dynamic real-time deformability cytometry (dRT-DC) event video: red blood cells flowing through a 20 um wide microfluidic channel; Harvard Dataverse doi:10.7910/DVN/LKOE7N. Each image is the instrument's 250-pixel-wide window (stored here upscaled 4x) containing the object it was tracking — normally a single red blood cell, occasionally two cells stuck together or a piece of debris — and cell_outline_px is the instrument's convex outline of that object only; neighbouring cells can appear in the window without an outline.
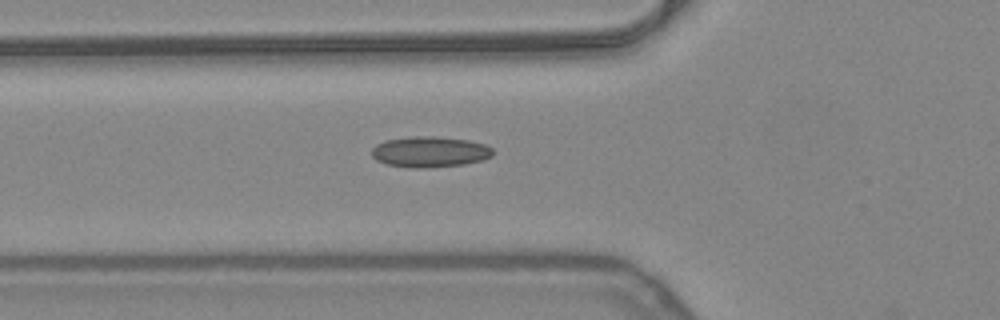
{"species": "common noctule bat (a hibernating species)", "species_latin": "Nyctalus noctula", "temperature_condition": "warm", "stored_images_in_passage": 5, "camera_frame_rate_fps": 3000, "um_per_image_px": 0.085, "animal": {"sex": "female", "body_mass_g": 24.6, "forearm_length_mm": 56.2}, "frame": {"image": 1, "passage_image": 4, "time_ms": 1.0, "image_size_px": [1000, 320], "cell_outline_px": [[492, 156], [484, 160], [464, 164], [428, 168], [408, 168], [384, 164], [376, 160], [372, 156], [372, 148], [376, 144], [384, 140], [408, 136], [436, 136], [468, 140], [484, 144], [492, 148]], "centroid_in_image_um": [36.5, 12.91], "position_along_channel_um": 89.3, "area_um2": 22.08}}